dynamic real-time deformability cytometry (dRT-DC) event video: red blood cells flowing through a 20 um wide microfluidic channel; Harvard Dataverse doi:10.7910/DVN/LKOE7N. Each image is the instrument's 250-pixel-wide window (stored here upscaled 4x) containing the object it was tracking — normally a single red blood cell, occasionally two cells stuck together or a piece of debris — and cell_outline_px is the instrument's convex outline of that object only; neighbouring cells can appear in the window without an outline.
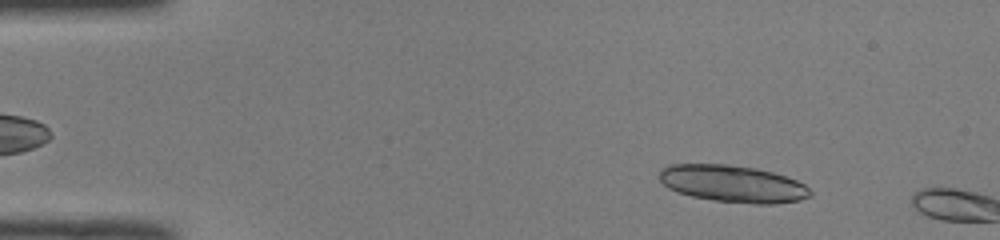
{"species": "common noctule bat (a hibernating species)", "species_latin": "Nyctalus noctula", "temperature_condition": "room temperature", "stored_images_in_passage": 8, "camera_frame_rate_fps": 3000, "um_per_image_px": 0.085, "animal": {"sex": "male", "body_mass_g": 19.0, "forearm_length_mm": 50.8}, "frame": {"image": 1, "passage_image": 6, "time_ms": 1.667, "image_size_px": [1000, 240], "cell_outline_px": [[812, 196], [800, 200], [776, 204], [756, 204], [712, 200], [692, 196], [668, 188], [660, 180], [660, 168], [668, 164], [724, 164], [756, 168], [772, 172], [796, 180], [804, 184], [812, 192]], "centroid_in_image_um": [62.29, 15.62], "position_along_channel_um": 22.7, "area_um2": 32.54}}